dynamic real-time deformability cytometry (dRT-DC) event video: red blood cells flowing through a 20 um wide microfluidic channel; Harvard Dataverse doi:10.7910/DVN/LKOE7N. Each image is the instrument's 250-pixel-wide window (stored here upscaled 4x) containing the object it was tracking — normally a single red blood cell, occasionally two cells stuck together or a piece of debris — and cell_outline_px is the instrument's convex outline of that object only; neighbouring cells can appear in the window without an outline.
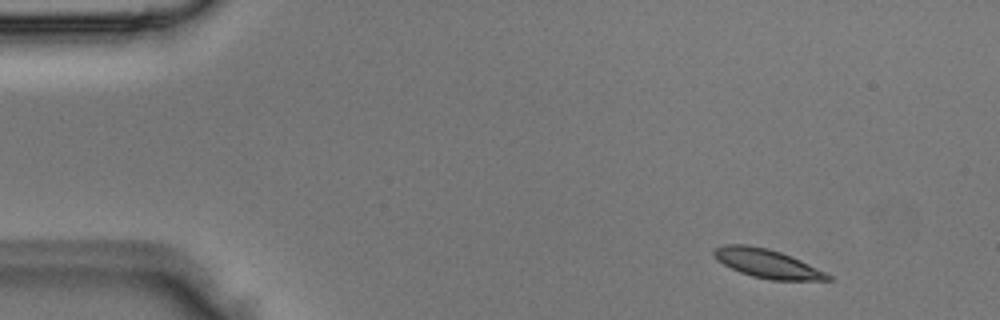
{"species": "Egyptian fruit bat (a non-hibernating species)", "species_latin": "Rousettus aegyptiacus", "temperature_condition": "room temperature", "stored_images_in_passage": 3, "camera_frame_rate_fps": 3000, "um_per_image_px": 0.085, "animal": {"sex": "male"}, "frame": {"image": 1, "passage_image": 1, "time_ms": 0.0, "image_size_px": [1000, 320], "cell_outline_px": [[836, 280], [768, 280], [752, 276], [740, 272], [716, 260], [712, 256], [712, 252], [716, 248], [728, 244], [744, 244], [768, 248], [792, 256], [832, 276]], "centroid_in_image_um": [65.19, 22.4], "position_along_channel_um": 19.8, "area_um2": 19.02}}
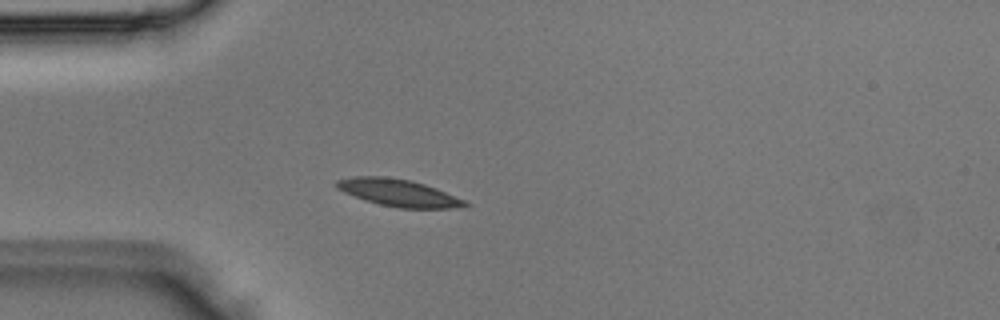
{"frame": {"image": 2, "passage_image": 3, "time_ms": 0.667, "image_size_px": [1000, 320], "cell_outline_px": [[472, 204], [468, 208], [400, 208], [380, 204], [364, 200], [344, 192], [336, 188], [336, 180], [356, 176], [388, 176], [412, 180], [436, 188], [464, 200]], "centroid_in_image_um": [33.91, 16.39], "position_along_channel_um": 51.1, "area_um2": 20.46}}